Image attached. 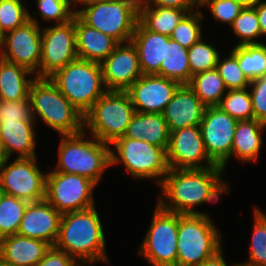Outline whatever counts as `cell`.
I'll list each match as a JSON object with an SVG mask.
<instances>
[{"mask_svg": "<svg viewBox=\"0 0 266 266\" xmlns=\"http://www.w3.org/2000/svg\"><path fill=\"white\" fill-rule=\"evenodd\" d=\"M35 79V74L28 69L0 57V100L19 101L27 98Z\"/></svg>", "mask_w": 266, "mask_h": 266, "instance_id": "cell-27", "label": "cell"}, {"mask_svg": "<svg viewBox=\"0 0 266 266\" xmlns=\"http://www.w3.org/2000/svg\"><path fill=\"white\" fill-rule=\"evenodd\" d=\"M240 3L243 7H254L260 0H235Z\"/></svg>", "mask_w": 266, "mask_h": 266, "instance_id": "cell-49", "label": "cell"}, {"mask_svg": "<svg viewBox=\"0 0 266 266\" xmlns=\"http://www.w3.org/2000/svg\"><path fill=\"white\" fill-rule=\"evenodd\" d=\"M86 131L72 135H61L58 148V162L53 171L76 174L86 177L96 185L102 174L111 167L110 145L90 136L85 138Z\"/></svg>", "mask_w": 266, "mask_h": 266, "instance_id": "cell-3", "label": "cell"}, {"mask_svg": "<svg viewBox=\"0 0 266 266\" xmlns=\"http://www.w3.org/2000/svg\"><path fill=\"white\" fill-rule=\"evenodd\" d=\"M236 266H253V265L247 264L245 262H238L236 263Z\"/></svg>", "mask_w": 266, "mask_h": 266, "instance_id": "cell-52", "label": "cell"}, {"mask_svg": "<svg viewBox=\"0 0 266 266\" xmlns=\"http://www.w3.org/2000/svg\"><path fill=\"white\" fill-rule=\"evenodd\" d=\"M50 247L40 239L14 234L0 239V258L14 266H35Z\"/></svg>", "mask_w": 266, "mask_h": 266, "instance_id": "cell-22", "label": "cell"}, {"mask_svg": "<svg viewBox=\"0 0 266 266\" xmlns=\"http://www.w3.org/2000/svg\"><path fill=\"white\" fill-rule=\"evenodd\" d=\"M110 146H113L110 148L111 166L123 165L137 180L154 179L158 186L169 171L166 150L161 147L124 136Z\"/></svg>", "mask_w": 266, "mask_h": 266, "instance_id": "cell-8", "label": "cell"}, {"mask_svg": "<svg viewBox=\"0 0 266 266\" xmlns=\"http://www.w3.org/2000/svg\"><path fill=\"white\" fill-rule=\"evenodd\" d=\"M206 106L188 84H181L163 111L169 131L200 125Z\"/></svg>", "mask_w": 266, "mask_h": 266, "instance_id": "cell-20", "label": "cell"}, {"mask_svg": "<svg viewBox=\"0 0 266 266\" xmlns=\"http://www.w3.org/2000/svg\"><path fill=\"white\" fill-rule=\"evenodd\" d=\"M224 171L219 165L205 169H169L159 185L165 198L160 195L157 205L181 215H207L196 208L207 202L216 203L221 194L230 192L229 183L223 179Z\"/></svg>", "mask_w": 266, "mask_h": 266, "instance_id": "cell-1", "label": "cell"}, {"mask_svg": "<svg viewBox=\"0 0 266 266\" xmlns=\"http://www.w3.org/2000/svg\"><path fill=\"white\" fill-rule=\"evenodd\" d=\"M188 85L206 107L217 106L228 91L216 68L194 74Z\"/></svg>", "mask_w": 266, "mask_h": 266, "instance_id": "cell-30", "label": "cell"}, {"mask_svg": "<svg viewBox=\"0 0 266 266\" xmlns=\"http://www.w3.org/2000/svg\"><path fill=\"white\" fill-rule=\"evenodd\" d=\"M151 7H168L185 10L188 13L200 8V0H143Z\"/></svg>", "mask_w": 266, "mask_h": 266, "instance_id": "cell-45", "label": "cell"}, {"mask_svg": "<svg viewBox=\"0 0 266 266\" xmlns=\"http://www.w3.org/2000/svg\"><path fill=\"white\" fill-rule=\"evenodd\" d=\"M213 43H207L201 38L188 49L190 72L194 74L216 68L220 56Z\"/></svg>", "mask_w": 266, "mask_h": 266, "instance_id": "cell-38", "label": "cell"}, {"mask_svg": "<svg viewBox=\"0 0 266 266\" xmlns=\"http://www.w3.org/2000/svg\"><path fill=\"white\" fill-rule=\"evenodd\" d=\"M205 6L210 7L209 10L216 22L229 26L244 8L235 0H200V9Z\"/></svg>", "mask_w": 266, "mask_h": 266, "instance_id": "cell-41", "label": "cell"}, {"mask_svg": "<svg viewBox=\"0 0 266 266\" xmlns=\"http://www.w3.org/2000/svg\"><path fill=\"white\" fill-rule=\"evenodd\" d=\"M34 121L37 116L59 135H72L84 130V115L57 89L49 78H36L29 89Z\"/></svg>", "mask_w": 266, "mask_h": 266, "instance_id": "cell-4", "label": "cell"}, {"mask_svg": "<svg viewBox=\"0 0 266 266\" xmlns=\"http://www.w3.org/2000/svg\"><path fill=\"white\" fill-rule=\"evenodd\" d=\"M0 266H14L13 264L7 263L3 259L0 258Z\"/></svg>", "mask_w": 266, "mask_h": 266, "instance_id": "cell-51", "label": "cell"}, {"mask_svg": "<svg viewBox=\"0 0 266 266\" xmlns=\"http://www.w3.org/2000/svg\"><path fill=\"white\" fill-rule=\"evenodd\" d=\"M232 32L240 39L237 45L261 44L259 19L255 7H244L230 26Z\"/></svg>", "mask_w": 266, "mask_h": 266, "instance_id": "cell-34", "label": "cell"}, {"mask_svg": "<svg viewBox=\"0 0 266 266\" xmlns=\"http://www.w3.org/2000/svg\"><path fill=\"white\" fill-rule=\"evenodd\" d=\"M261 29V38L266 36V0H260L255 6Z\"/></svg>", "mask_w": 266, "mask_h": 266, "instance_id": "cell-46", "label": "cell"}, {"mask_svg": "<svg viewBox=\"0 0 266 266\" xmlns=\"http://www.w3.org/2000/svg\"><path fill=\"white\" fill-rule=\"evenodd\" d=\"M4 194H5L4 191L0 188V203L2 201V197H3Z\"/></svg>", "mask_w": 266, "mask_h": 266, "instance_id": "cell-53", "label": "cell"}, {"mask_svg": "<svg viewBox=\"0 0 266 266\" xmlns=\"http://www.w3.org/2000/svg\"><path fill=\"white\" fill-rule=\"evenodd\" d=\"M230 52L249 81L266 76V43L235 45Z\"/></svg>", "mask_w": 266, "mask_h": 266, "instance_id": "cell-31", "label": "cell"}, {"mask_svg": "<svg viewBox=\"0 0 266 266\" xmlns=\"http://www.w3.org/2000/svg\"><path fill=\"white\" fill-rule=\"evenodd\" d=\"M207 214H179L177 266H199L223 247L222 235Z\"/></svg>", "mask_w": 266, "mask_h": 266, "instance_id": "cell-7", "label": "cell"}, {"mask_svg": "<svg viewBox=\"0 0 266 266\" xmlns=\"http://www.w3.org/2000/svg\"><path fill=\"white\" fill-rule=\"evenodd\" d=\"M166 156L169 169H205L217 166L207 154L200 125L170 132Z\"/></svg>", "mask_w": 266, "mask_h": 266, "instance_id": "cell-16", "label": "cell"}, {"mask_svg": "<svg viewBox=\"0 0 266 266\" xmlns=\"http://www.w3.org/2000/svg\"><path fill=\"white\" fill-rule=\"evenodd\" d=\"M222 58L219 56L216 70L224 80L227 89L248 88L250 81L239 67L236 56L231 52L229 56Z\"/></svg>", "mask_w": 266, "mask_h": 266, "instance_id": "cell-40", "label": "cell"}, {"mask_svg": "<svg viewBox=\"0 0 266 266\" xmlns=\"http://www.w3.org/2000/svg\"><path fill=\"white\" fill-rule=\"evenodd\" d=\"M78 59L75 39V15L61 24L42 30L39 78H50L55 72Z\"/></svg>", "mask_w": 266, "mask_h": 266, "instance_id": "cell-13", "label": "cell"}, {"mask_svg": "<svg viewBox=\"0 0 266 266\" xmlns=\"http://www.w3.org/2000/svg\"><path fill=\"white\" fill-rule=\"evenodd\" d=\"M2 38H3V35H2V33L0 32V48H1V45H2Z\"/></svg>", "mask_w": 266, "mask_h": 266, "instance_id": "cell-55", "label": "cell"}, {"mask_svg": "<svg viewBox=\"0 0 266 266\" xmlns=\"http://www.w3.org/2000/svg\"><path fill=\"white\" fill-rule=\"evenodd\" d=\"M80 263L66 252L51 246L43 259L35 266H78Z\"/></svg>", "mask_w": 266, "mask_h": 266, "instance_id": "cell-44", "label": "cell"}, {"mask_svg": "<svg viewBox=\"0 0 266 266\" xmlns=\"http://www.w3.org/2000/svg\"><path fill=\"white\" fill-rule=\"evenodd\" d=\"M36 4L39 12L31 14L29 11V20L37 25L40 23L35 19L36 15L45 22L55 21V24L68 22L75 15L71 0H36Z\"/></svg>", "mask_w": 266, "mask_h": 266, "instance_id": "cell-37", "label": "cell"}, {"mask_svg": "<svg viewBox=\"0 0 266 266\" xmlns=\"http://www.w3.org/2000/svg\"><path fill=\"white\" fill-rule=\"evenodd\" d=\"M248 88L252 99L254 119L266 125V76L250 81Z\"/></svg>", "mask_w": 266, "mask_h": 266, "instance_id": "cell-43", "label": "cell"}, {"mask_svg": "<svg viewBox=\"0 0 266 266\" xmlns=\"http://www.w3.org/2000/svg\"><path fill=\"white\" fill-rule=\"evenodd\" d=\"M41 47L42 27L29 20L3 35L0 57L28 69L39 78Z\"/></svg>", "mask_w": 266, "mask_h": 266, "instance_id": "cell-14", "label": "cell"}, {"mask_svg": "<svg viewBox=\"0 0 266 266\" xmlns=\"http://www.w3.org/2000/svg\"><path fill=\"white\" fill-rule=\"evenodd\" d=\"M96 186L86 177L49 170L45 199L61 214L86 210L95 206Z\"/></svg>", "mask_w": 266, "mask_h": 266, "instance_id": "cell-11", "label": "cell"}, {"mask_svg": "<svg viewBox=\"0 0 266 266\" xmlns=\"http://www.w3.org/2000/svg\"><path fill=\"white\" fill-rule=\"evenodd\" d=\"M75 39L78 59L100 64L119 44L111 36L85 24L76 14Z\"/></svg>", "mask_w": 266, "mask_h": 266, "instance_id": "cell-23", "label": "cell"}, {"mask_svg": "<svg viewBox=\"0 0 266 266\" xmlns=\"http://www.w3.org/2000/svg\"><path fill=\"white\" fill-rule=\"evenodd\" d=\"M252 241L249 260L245 263L253 266H266V214L259 207H254Z\"/></svg>", "mask_w": 266, "mask_h": 266, "instance_id": "cell-35", "label": "cell"}, {"mask_svg": "<svg viewBox=\"0 0 266 266\" xmlns=\"http://www.w3.org/2000/svg\"><path fill=\"white\" fill-rule=\"evenodd\" d=\"M139 254L152 266H177L179 214L156 205Z\"/></svg>", "mask_w": 266, "mask_h": 266, "instance_id": "cell-10", "label": "cell"}, {"mask_svg": "<svg viewBox=\"0 0 266 266\" xmlns=\"http://www.w3.org/2000/svg\"><path fill=\"white\" fill-rule=\"evenodd\" d=\"M28 202L4 194L0 203V239L17 234Z\"/></svg>", "mask_w": 266, "mask_h": 266, "instance_id": "cell-32", "label": "cell"}, {"mask_svg": "<svg viewBox=\"0 0 266 266\" xmlns=\"http://www.w3.org/2000/svg\"><path fill=\"white\" fill-rule=\"evenodd\" d=\"M223 256L225 257L224 251L223 249H221L215 255L205 260L199 266H228ZM232 266H236V264H232Z\"/></svg>", "mask_w": 266, "mask_h": 266, "instance_id": "cell-47", "label": "cell"}, {"mask_svg": "<svg viewBox=\"0 0 266 266\" xmlns=\"http://www.w3.org/2000/svg\"><path fill=\"white\" fill-rule=\"evenodd\" d=\"M170 37L146 30L137 22L131 42L136 47L142 74L160 76V66L166 58V43Z\"/></svg>", "mask_w": 266, "mask_h": 266, "instance_id": "cell-21", "label": "cell"}, {"mask_svg": "<svg viewBox=\"0 0 266 266\" xmlns=\"http://www.w3.org/2000/svg\"><path fill=\"white\" fill-rule=\"evenodd\" d=\"M22 0H0V32L2 35L29 21V10Z\"/></svg>", "mask_w": 266, "mask_h": 266, "instance_id": "cell-39", "label": "cell"}, {"mask_svg": "<svg viewBox=\"0 0 266 266\" xmlns=\"http://www.w3.org/2000/svg\"><path fill=\"white\" fill-rule=\"evenodd\" d=\"M62 214L46 199L27 204L18 235L40 239L54 246L60 228Z\"/></svg>", "mask_w": 266, "mask_h": 266, "instance_id": "cell-19", "label": "cell"}, {"mask_svg": "<svg viewBox=\"0 0 266 266\" xmlns=\"http://www.w3.org/2000/svg\"><path fill=\"white\" fill-rule=\"evenodd\" d=\"M93 265V263H80L78 266H90Z\"/></svg>", "mask_w": 266, "mask_h": 266, "instance_id": "cell-54", "label": "cell"}, {"mask_svg": "<svg viewBox=\"0 0 266 266\" xmlns=\"http://www.w3.org/2000/svg\"><path fill=\"white\" fill-rule=\"evenodd\" d=\"M237 123L238 120L217 106L206 107L200 123L202 138L209 158L224 170L231 158Z\"/></svg>", "mask_w": 266, "mask_h": 266, "instance_id": "cell-15", "label": "cell"}, {"mask_svg": "<svg viewBox=\"0 0 266 266\" xmlns=\"http://www.w3.org/2000/svg\"><path fill=\"white\" fill-rule=\"evenodd\" d=\"M138 0H110L76 8L75 14L88 26L114 38L131 41L138 22Z\"/></svg>", "mask_w": 266, "mask_h": 266, "instance_id": "cell-9", "label": "cell"}, {"mask_svg": "<svg viewBox=\"0 0 266 266\" xmlns=\"http://www.w3.org/2000/svg\"><path fill=\"white\" fill-rule=\"evenodd\" d=\"M204 14L201 10L187 13L179 24L173 29L170 39L189 49L202 38V24Z\"/></svg>", "mask_w": 266, "mask_h": 266, "instance_id": "cell-36", "label": "cell"}, {"mask_svg": "<svg viewBox=\"0 0 266 266\" xmlns=\"http://www.w3.org/2000/svg\"><path fill=\"white\" fill-rule=\"evenodd\" d=\"M160 76L180 84H189L192 79L188 49L175 40L169 39L166 43V58L161 63Z\"/></svg>", "mask_w": 266, "mask_h": 266, "instance_id": "cell-29", "label": "cell"}, {"mask_svg": "<svg viewBox=\"0 0 266 266\" xmlns=\"http://www.w3.org/2000/svg\"><path fill=\"white\" fill-rule=\"evenodd\" d=\"M54 247L79 263H110L106 255L104 229L95 206L62 214Z\"/></svg>", "mask_w": 266, "mask_h": 266, "instance_id": "cell-2", "label": "cell"}, {"mask_svg": "<svg viewBox=\"0 0 266 266\" xmlns=\"http://www.w3.org/2000/svg\"><path fill=\"white\" fill-rule=\"evenodd\" d=\"M8 159L9 158L6 155V152L3 148V146L0 144V169L7 162Z\"/></svg>", "mask_w": 266, "mask_h": 266, "instance_id": "cell-50", "label": "cell"}, {"mask_svg": "<svg viewBox=\"0 0 266 266\" xmlns=\"http://www.w3.org/2000/svg\"><path fill=\"white\" fill-rule=\"evenodd\" d=\"M106 1H110V0H71V4L73 6V9L75 11V7L79 4V5H91L94 3H98V2H106Z\"/></svg>", "mask_w": 266, "mask_h": 266, "instance_id": "cell-48", "label": "cell"}, {"mask_svg": "<svg viewBox=\"0 0 266 266\" xmlns=\"http://www.w3.org/2000/svg\"><path fill=\"white\" fill-rule=\"evenodd\" d=\"M264 129L266 125L256 119L238 121L233 137L231 158L234 156L245 163L258 161L261 147L264 146L262 141Z\"/></svg>", "mask_w": 266, "mask_h": 266, "instance_id": "cell-26", "label": "cell"}, {"mask_svg": "<svg viewBox=\"0 0 266 266\" xmlns=\"http://www.w3.org/2000/svg\"><path fill=\"white\" fill-rule=\"evenodd\" d=\"M124 137L146 141L166 150L170 131L163 114L135 112Z\"/></svg>", "mask_w": 266, "mask_h": 266, "instance_id": "cell-25", "label": "cell"}, {"mask_svg": "<svg viewBox=\"0 0 266 266\" xmlns=\"http://www.w3.org/2000/svg\"><path fill=\"white\" fill-rule=\"evenodd\" d=\"M217 107L238 121L254 119L249 88L228 90Z\"/></svg>", "mask_w": 266, "mask_h": 266, "instance_id": "cell-33", "label": "cell"}, {"mask_svg": "<svg viewBox=\"0 0 266 266\" xmlns=\"http://www.w3.org/2000/svg\"><path fill=\"white\" fill-rule=\"evenodd\" d=\"M49 79L83 115L107 91L101 64L88 60L76 59Z\"/></svg>", "mask_w": 266, "mask_h": 266, "instance_id": "cell-5", "label": "cell"}, {"mask_svg": "<svg viewBox=\"0 0 266 266\" xmlns=\"http://www.w3.org/2000/svg\"><path fill=\"white\" fill-rule=\"evenodd\" d=\"M36 122H0V144L10 159L14 153L17 158H31L36 155Z\"/></svg>", "mask_w": 266, "mask_h": 266, "instance_id": "cell-24", "label": "cell"}, {"mask_svg": "<svg viewBox=\"0 0 266 266\" xmlns=\"http://www.w3.org/2000/svg\"><path fill=\"white\" fill-rule=\"evenodd\" d=\"M135 112L126 91H106L84 114V130L111 145L125 135Z\"/></svg>", "mask_w": 266, "mask_h": 266, "instance_id": "cell-6", "label": "cell"}, {"mask_svg": "<svg viewBox=\"0 0 266 266\" xmlns=\"http://www.w3.org/2000/svg\"><path fill=\"white\" fill-rule=\"evenodd\" d=\"M188 12L176 8L151 7L139 2L138 22L148 31L170 37L173 29Z\"/></svg>", "mask_w": 266, "mask_h": 266, "instance_id": "cell-28", "label": "cell"}, {"mask_svg": "<svg viewBox=\"0 0 266 266\" xmlns=\"http://www.w3.org/2000/svg\"><path fill=\"white\" fill-rule=\"evenodd\" d=\"M101 68L107 91H126L143 75L137 49L131 41L119 43Z\"/></svg>", "mask_w": 266, "mask_h": 266, "instance_id": "cell-17", "label": "cell"}, {"mask_svg": "<svg viewBox=\"0 0 266 266\" xmlns=\"http://www.w3.org/2000/svg\"><path fill=\"white\" fill-rule=\"evenodd\" d=\"M37 157L15 158L0 169V188L6 195L30 202L45 199L47 172L38 167Z\"/></svg>", "mask_w": 266, "mask_h": 266, "instance_id": "cell-12", "label": "cell"}, {"mask_svg": "<svg viewBox=\"0 0 266 266\" xmlns=\"http://www.w3.org/2000/svg\"><path fill=\"white\" fill-rule=\"evenodd\" d=\"M0 122H35L29 96L19 101L0 100Z\"/></svg>", "mask_w": 266, "mask_h": 266, "instance_id": "cell-42", "label": "cell"}, {"mask_svg": "<svg viewBox=\"0 0 266 266\" xmlns=\"http://www.w3.org/2000/svg\"><path fill=\"white\" fill-rule=\"evenodd\" d=\"M180 85L155 74H143L126 92L136 112L162 114Z\"/></svg>", "mask_w": 266, "mask_h": 266, "instance_id": "cell-18", "label": "cell"}]
</instances>
